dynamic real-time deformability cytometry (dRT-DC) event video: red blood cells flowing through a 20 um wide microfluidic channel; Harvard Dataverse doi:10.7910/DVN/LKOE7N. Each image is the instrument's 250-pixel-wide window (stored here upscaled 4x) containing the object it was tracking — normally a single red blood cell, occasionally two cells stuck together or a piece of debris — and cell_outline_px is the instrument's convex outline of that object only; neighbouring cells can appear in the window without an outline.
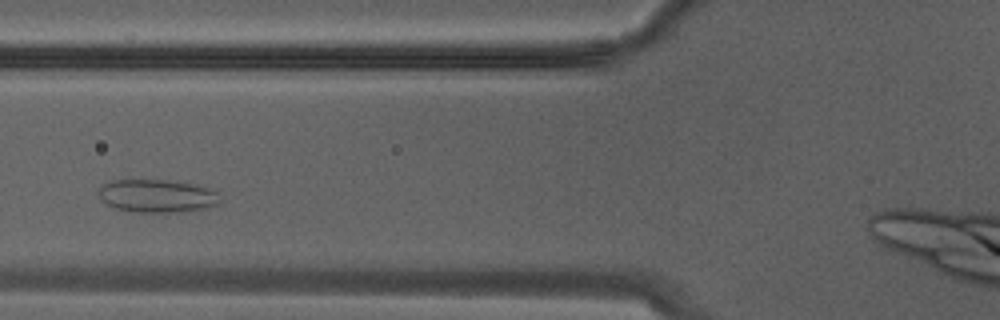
{"species": "Egyptian fruit bat (a non-hibernating species)", "species_latin": "Rousettus aegyptiacus", "temperature_condition": "warm", "stored_images_in_passage": 10, "camera_frame_rate_fps": 3000, "um_per_image_px": 0.085, "animal": {"sex": "male"}, "frame": {"image": 1, "passage_image": 5, "time_ms": 1.333, "image_size_px": [1000, 320], "cell_outline_px": [[220, 204], [204, 208], [172, 212], [132, 212], [116, 208], [108, 204], [100, 196], [100, 188], [104, 184], [112, 180], [168, 180], [196, 184], [212, 188], [220, 192]], "centroid_in_image_um": [13.43, 16.64], "position_along_channel_um": 112.4, "area_um2": 23.35}}